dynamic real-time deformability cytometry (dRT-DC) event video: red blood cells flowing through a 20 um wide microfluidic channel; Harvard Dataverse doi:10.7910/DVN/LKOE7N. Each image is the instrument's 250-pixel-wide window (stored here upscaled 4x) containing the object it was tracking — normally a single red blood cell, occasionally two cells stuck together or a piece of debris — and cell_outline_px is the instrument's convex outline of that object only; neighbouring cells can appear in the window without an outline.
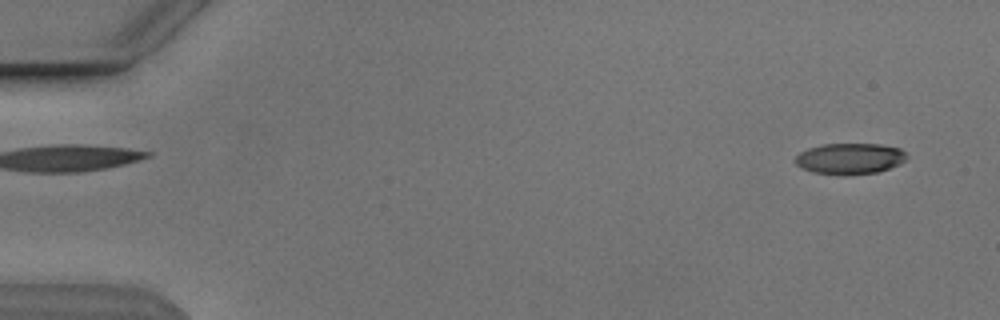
{"species": "Egyptian fruit bat (a non-hibernating species)", "species_latin": "Rousettus aegyptiacus", "temperature_condition": "cold", "stored_images_in_passage": 53, "camera_frame_rate_fps": 3000, "um_per_image_px": 0.085, "animal": {"sex": "male"}, "frame": {"image": 1, "passage_image": 3, "time_ms": 0.667, "image_size_px": [1000, 320], "cell_outline_px": [[904, 160], [900, 164], [876, 172], [812, 172], [796, 164], [796, 156], [800, 152], [808, 148], [820, 144], [880, 144], [900, 148], [904, 152]], "centroid_in_image_um": [72.23, 13.42], "position_along_channel_um": 12.8, "area_um2": 19.13}}
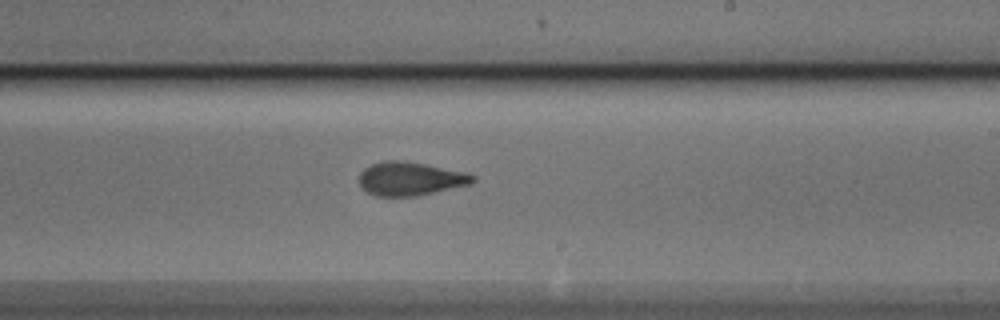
{"frame": {"image": 2, "passage_image": 32, "time_ms": 10.333, "image_size_px": [1000, 320], "cell_outline_px": [[476, 180], [472, 184], [420, 196], [376, 196], [368, 192], [360, 184], [360, 172], [364, 168], [372, 164], [384, 160], [400, 160], [428, 164], [468, 172], [476, 176]], "centroid_in_image_um": [34.95, 15.19], "position_along_channel_um": 254.1, "area_um2": 22.6}}
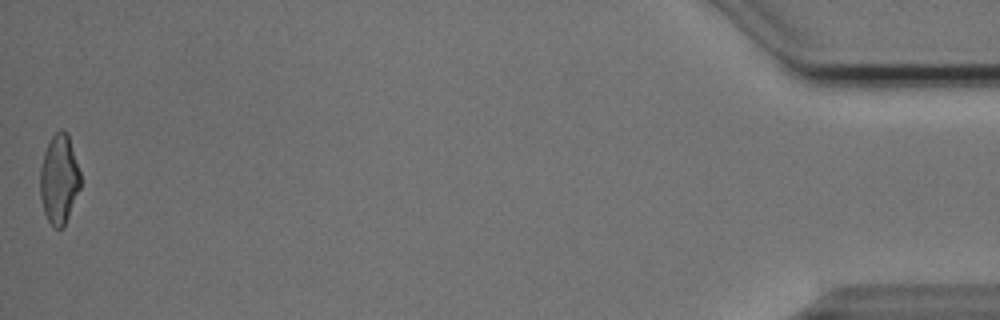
{"frame": {"image": 3, "passage_image": 53, "time_ms": 17.333, "image_size_px": [1000, 320], "cell_outline_px": [[80, 188], [64, 228], [52, 228], [44, 212], [40, 196], [40, 168], [44, 152], [52, 136], [60, 128], [68, 132], [80, 172]], "centroid_in_image_um": [5.03, 15.24], "position_along_channel_um": 430.2, "area_um2": 21.15}, "authors_computed_cell_mechanics": {"area_um2": 21.5016, "velocity_mm_per_s": 3.8643, "shape_relaxation_time_tau1_ms": 3.8501, "shape_relaxation_time_tau2_ms": 1.8249, "deformation_change_tau1": 0.16, "deformation_change_tau2": 0.086}}